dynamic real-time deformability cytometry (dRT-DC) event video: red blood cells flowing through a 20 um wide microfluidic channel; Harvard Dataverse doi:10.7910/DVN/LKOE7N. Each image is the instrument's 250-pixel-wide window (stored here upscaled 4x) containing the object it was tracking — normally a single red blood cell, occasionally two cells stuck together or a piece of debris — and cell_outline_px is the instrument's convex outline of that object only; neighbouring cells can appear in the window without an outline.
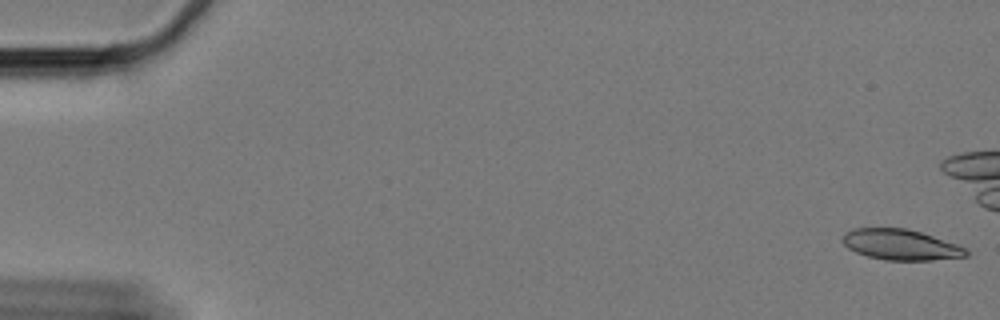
{"species": "Egyptian fruit bat (a non-hibernating species)", "species_latin": "Rousettus aegyptiacus", "temperature_condition": "cold", "stored_images_in_passage": 51, "camera_frame_rate_fps": 3000, "um_per_image_px": 0.085, "animal": {"sex": "female"}, "frame": {"image": 1, "passage_image": 1, "time_ms": 0.0, "image_size_px": [1000, 320], "cell_outline_px": [[968, 256], [932, 260], [884, 260], [868, 256], [856, 252], [848, 248], [840, 240], [844, 232], [852, 228], [908, 228], [956, 244], [964, 248], [968, 252]], "centroid_in_image_um": [76.5, 20.79], "position_along_channel_um": 8.5, "area_um2": 22.02}}
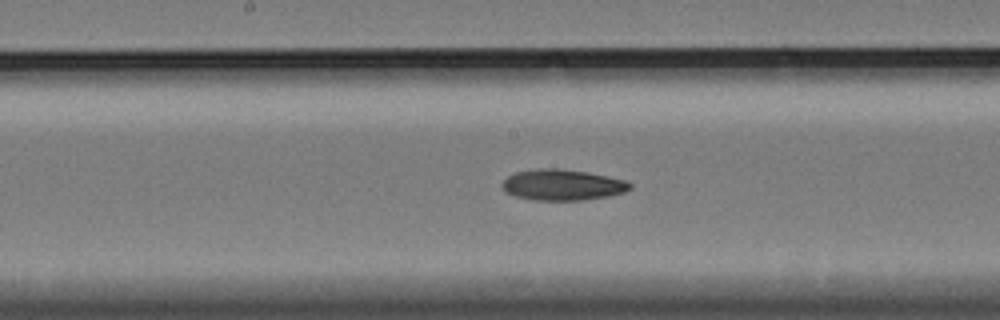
{"frame": {"image": 2, "passage_image": 32, "time_ms": 10.333, "image_size_px": [1000, 320], "cell_outline_px": [[632, 188], [624, 192], [608, 196], [584, 200], [532, 200], [516, 196], [504, 192], [500, 184], [508, 176], [516, 172], [540, 168], [556, 168], [588, 172], [624, 180], [632, 184]], "centroid_in_image_um": [47.78, 15.72], "position_along_channel_um": 200.4, "area_um2": 23.06}}
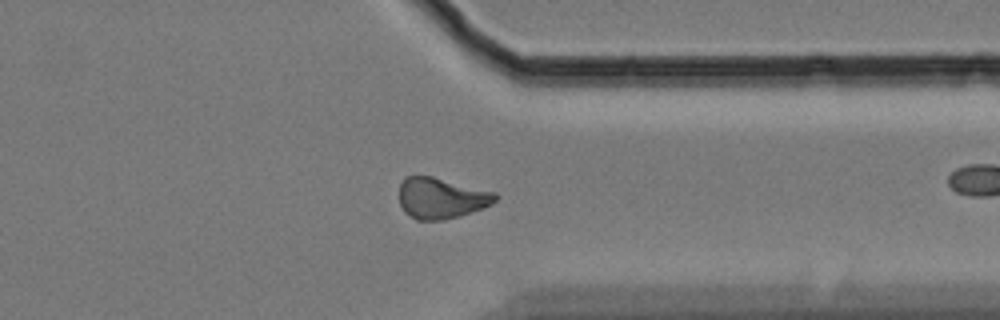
{"frame": {"image": 3, "passage_image": 48, "time_ms": 15.667, "image_size_px": [1000, 320], "cell_outline_px": [[496, 200], [492, 204], [460, 216], [444, 220], [416, 220], [404, 212], [400, 204], [400, 184], [404, 176], [432, 176], [496, 192]], "centroid_in_image_um": [37.48, 16.84], "position_along_channel_um": 373.9, "area_um2": 22.95}}